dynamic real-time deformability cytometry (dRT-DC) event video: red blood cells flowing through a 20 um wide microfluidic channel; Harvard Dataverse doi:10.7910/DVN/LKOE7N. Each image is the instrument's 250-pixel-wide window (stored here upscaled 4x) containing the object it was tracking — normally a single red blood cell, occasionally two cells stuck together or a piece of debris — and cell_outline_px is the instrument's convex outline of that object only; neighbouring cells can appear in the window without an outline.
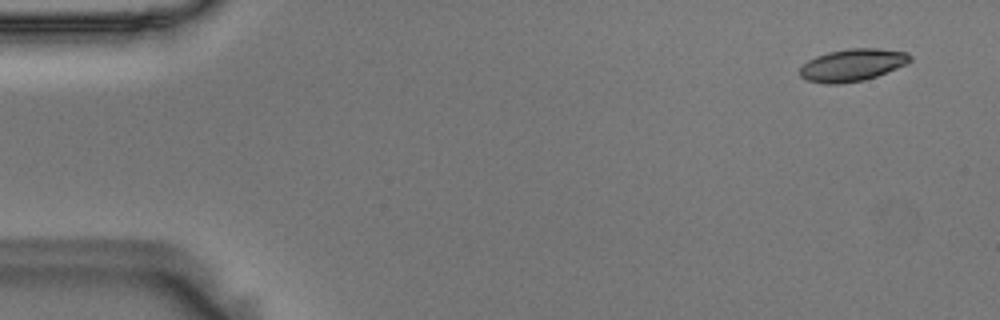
{"species": "Egyptian fruit bat (a non-hibernating species)", "species_latin": "Rousettus aegyptiacus", "temperature_condition": "room temperature", "stored_images_in_passage": 53, "camera_frame_rate_fps": 3000, "um_per_image_px": 0.085, "animal": {"sex": "male"}, "frame": {"image": 1, "passage_image": 1, "time_ms": 0.0, "image_size_px": [1000, 320], "cell_outline_px": [[912, 60], [908, 64], [876, 76], [864, 80], [840, 84], [824, 84], [808, 80], [800, 76], [800, 68], [808, 60], [816, 56], [828, 52], [848, 48], [880, 48], [908, 52], [912, 56]], "centroid_in_image_um": [72.49, 5.52], "position_along_channel_um": 12.5, "area_um2": 20.92}}
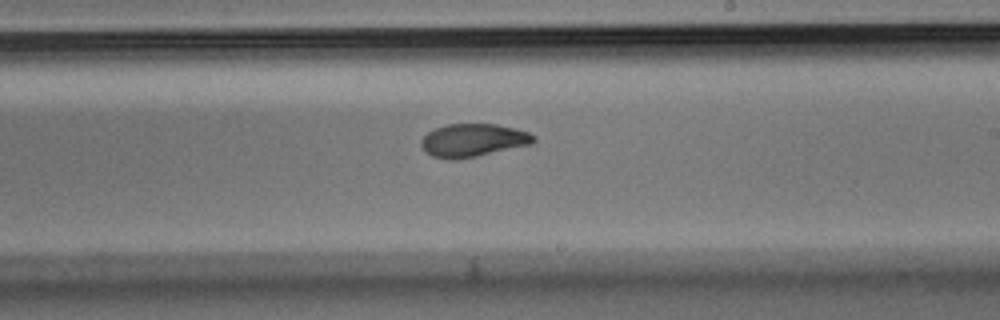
{"frame": {"image": 2, "passage_image": 30, "time_ms": 9.667, "image_size_px": [1000, 320], "cell_outline_px": [[536, 140], [528, 144], [476, 156], [456, 160], [452, 160], [432, 156], [420, 144], [420, 140], [428, 132], [436, 128], [448, 124], [496, 124], [516, 128], [528, 132], [536, 136]], "centroid_in_image_um": [40.19, 11.91], "position_along_channel_um": 248.8, "area_um2": 21.33}}
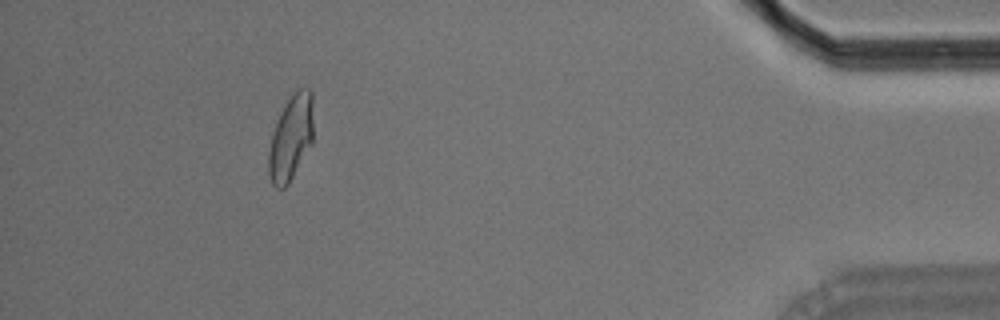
{"frame": {"image": 3, "passage_image": 48, "time_ms": 15.667, "image_size_px": [1000, 320], "cell_outline_px": [[312, 144], [288, 184], [284, 188], [276, 188], [272, 184], [268, 172], [268, 152], [272, 136], [276, 124], [288, 100], [296, 88], [308, 88], [312, 92]], "centroid_in_image_um": [24.73, 11.73], "position_along_channel_um": 410.5, "area_um2": 21.91}, "authors_computed_cell_mechanics": {"area_um2": 21.5016, "velocity_mm_per_s": 3.6452, "shape_relaxation_time_tau1_ms": 5.5862, "shape_relaxation_time_tau2_ms": 2.7017, "deformation_change_tau1": 0.1669, "deformation_change_tau2": 0.0826}}